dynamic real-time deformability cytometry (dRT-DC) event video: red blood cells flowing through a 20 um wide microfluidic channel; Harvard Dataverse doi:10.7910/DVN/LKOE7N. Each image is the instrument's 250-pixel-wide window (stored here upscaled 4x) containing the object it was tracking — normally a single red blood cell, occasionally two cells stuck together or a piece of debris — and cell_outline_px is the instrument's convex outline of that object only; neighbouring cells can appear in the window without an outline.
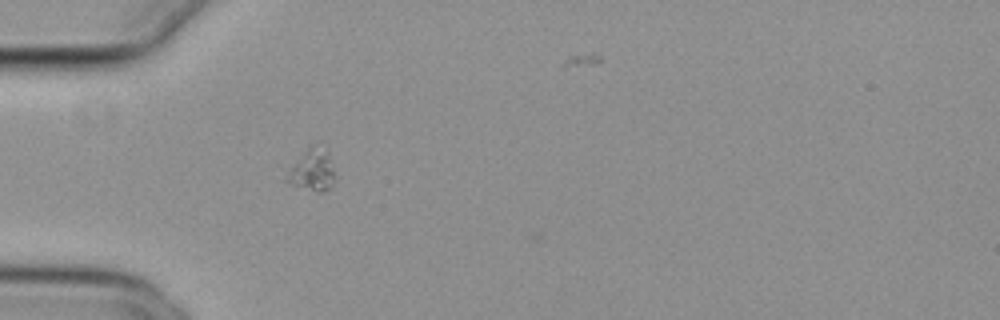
{"species": "common noctule bat (a hibernating species)", "species_latin": "Nyctalus noctula", "temperature_condition": "cold", "stored_images_in_passage": 41, "camera_frame_rate_fps": 3000, "um_per_image_px": 0.085, "animal": {"sex": "female", "body_mass_g": 29.2, "forearm_length_mm": 56.3}, "frame": {"image": 1, "passage_image": 1, "time_ms": 0.0, "image_size_px": [1000, 320], "cell_outline_px": [[336, 180], [324, 192], [316, 192], [292, 184], [284, 180], [288, 172], [308, 144], [312, 144], [328, 160], [336, 176]], "centroid_in_image_um": [26.5, 14.54], "position_along_channel_um": 58.5, "area_um2": 10.98}}
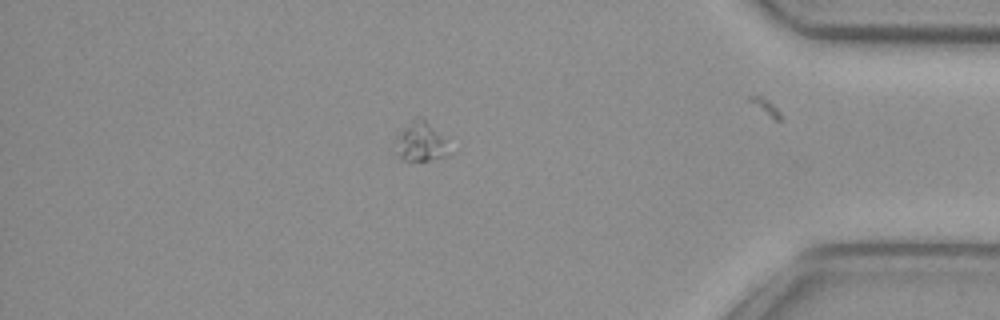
{"frame": {"image": 2, "passage_image": 32, "time_ms": 10.333, "image_size_px": [1000, 320], "cell_outline_px": [[444, 156], [428, 160], [408, 164], [400, 160], [396, 140], [420, 116], [440, 136]], "centroid_in_image_um": [35.65, 12.18], "position_along_channel_um": 399.5, "area_um2": 10.75}}